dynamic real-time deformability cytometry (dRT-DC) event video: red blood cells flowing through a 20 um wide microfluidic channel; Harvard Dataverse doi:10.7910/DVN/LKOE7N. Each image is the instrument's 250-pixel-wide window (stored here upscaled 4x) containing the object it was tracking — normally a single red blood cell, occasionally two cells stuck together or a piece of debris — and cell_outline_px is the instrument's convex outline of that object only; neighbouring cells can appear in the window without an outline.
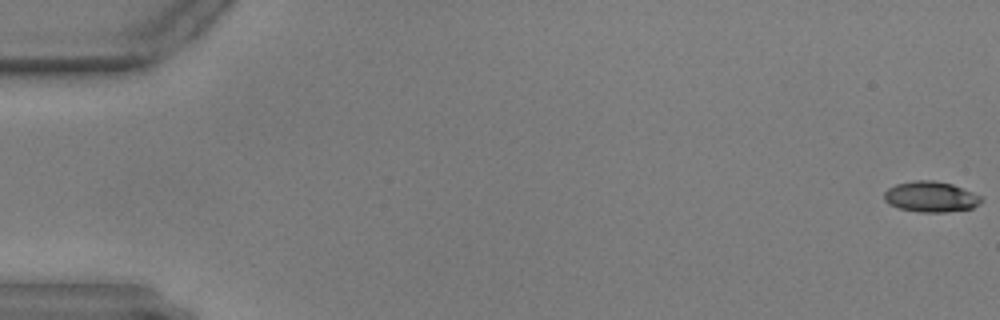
{"species": "common noctule bat (a hibernating species)", "species_latin": "Nyctalus noctula", "temperature_condition": "warm", "stored_images_in_passage": 59, "camera_frame_rate_fps": 3000, "um_per_image_px": 0.085, "animal": {"sex": "male", "body_mass_g": 17.9, "forearm_length_mm": 54.2}, "frame": {"image": 1, "passage_image": 1, "time_ms": 0.0, "image_size_px": [1000, 320], "cell_outline_px": [[984, 200], [980, 204], [972, 208], [948, 212], [920, 212], [896, 208], [888, 204], [884, 200], [884, 192], [888, 188], [896, 184], [912, 180], [932, 180], [952, 184], [984, 196]], "centroid_in_image_um": [79.13, 16.73], "position_along_channel_um": 5.9, "area_um2": 17.69}}
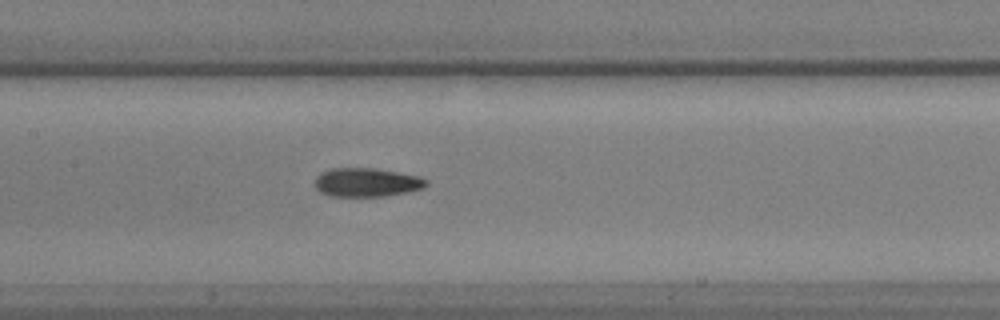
{"frame": {"image": 2, "passage_image": 29, "time_ms": 9.333, "image_size_px": [1000, 320], "cell_outline_px": [[428, 184], [424, 188], [408, 192], [384, 196], [328, 196], [320, 192], [312, 184], [316, 176], [320, 172], [332, 168], [376, 168], [420, 176], [428, 180]], "centroid_in_image_um": [31.15, 15.5], "position_along_channel_um": 176.3, "area_um2": 19.02}}
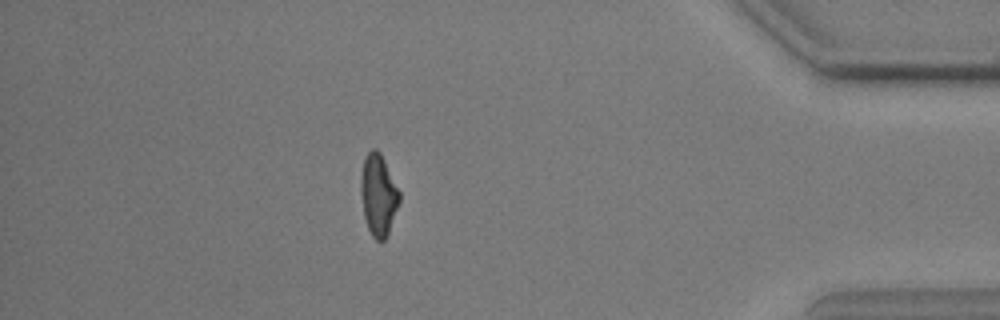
{"frame": {"image": 3, "passage_image": 52, "time_ms": 17.0, "image_size_px": [1000, 320], "cell_outline_px": [[400, 200], [388, 232], [384, 240], [380, 244], [372, 236], [368, 228], [364, 216], [360, 192], [360, 176], [364, 156], [372, 148], [376, 148], [380, 152], [400, 192]], "centroid_in_image_um": [32.14, 16.55], "position_along_channel_um": 403.1, "area_um2": 18.38}}